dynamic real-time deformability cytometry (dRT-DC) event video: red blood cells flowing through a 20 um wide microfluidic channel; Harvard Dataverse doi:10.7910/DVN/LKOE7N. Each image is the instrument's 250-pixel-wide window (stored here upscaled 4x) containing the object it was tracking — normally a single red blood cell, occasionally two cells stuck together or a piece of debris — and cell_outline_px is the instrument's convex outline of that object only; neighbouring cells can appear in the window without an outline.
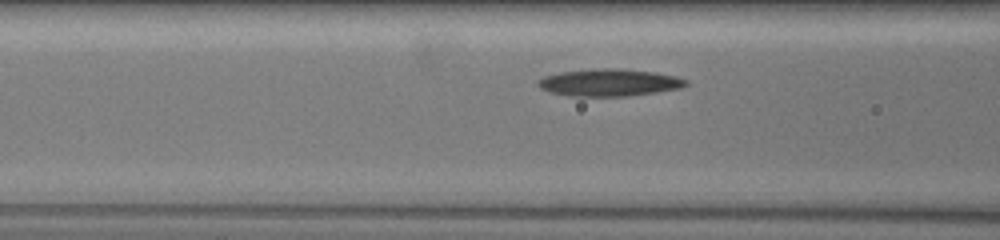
{"species": "common noctule bat (a hibernating species)", "species_latin": "Nyctalus noctula", "temperature_condition": "warm", "stored_images_in_passage": 14, "camera_frame_rate_fps": 3000, "um_per_image_px": 0.085, "animal": {"sex": "female", "body_mass_g": 19.5, "forearm_length_mm": 54.1}, "frame": {"image": 1, "passage_image": 4, "time_ms": 1.667, "image_size_px": [1000, 240], "cell_outline_px": [[688, 84], [680, 88], [656, 92], [628, 96], [568, 96], [548, 92], [540, 88], [536, 84], [536, 80], [544, 76], [560, 72], [596, 68], [620, 68], [656, 72], [676, 76], [688, 80]], "centroid_in_image_um": [51.75, 7.01], "position_along_channel_um": 114.8, "area_um2": 23.76}}
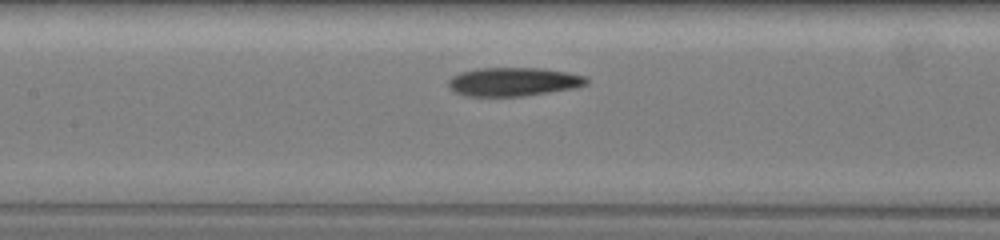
{"frame": {"image": 2, "passage_image": 7, "time_ms": 3.0, "image_size_px": [1000, 240], "cell_outline_px": [[588, 84], [576, 88], [524, 96], [464, 96], [456, 92], [448, 84], [448, 80], [452, 76], [460, 72], [480, 68], [544, 68], [568, 72], [584, 76], [588, 80]], "centroid_in_image_um": [43.67, 6.95], "position_along_channel_um": 163.7, "area_um2": 23.12}}
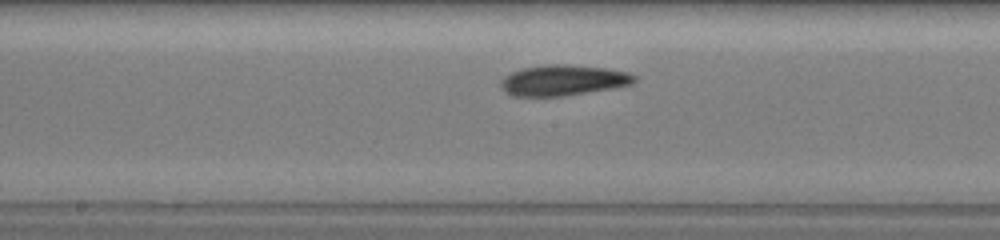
{"frame": {"image": 3, "passage_image": 10, "time_ms": 4.0, "image_size_px": [1000, 240], "cell_outline_px": [[636, 80], [632, 84], [612, 88], [564, 96], [512, 96], [504, 92], [500, 84], [512, 72], [524, 68], [544, 64], [564, 64], [608, 68], [628, 72], [636, 76]], "centroid_in_image_um": [47.9, 6.82], "position_along_channel_um": 200.3, "area_um2": 23.76}}